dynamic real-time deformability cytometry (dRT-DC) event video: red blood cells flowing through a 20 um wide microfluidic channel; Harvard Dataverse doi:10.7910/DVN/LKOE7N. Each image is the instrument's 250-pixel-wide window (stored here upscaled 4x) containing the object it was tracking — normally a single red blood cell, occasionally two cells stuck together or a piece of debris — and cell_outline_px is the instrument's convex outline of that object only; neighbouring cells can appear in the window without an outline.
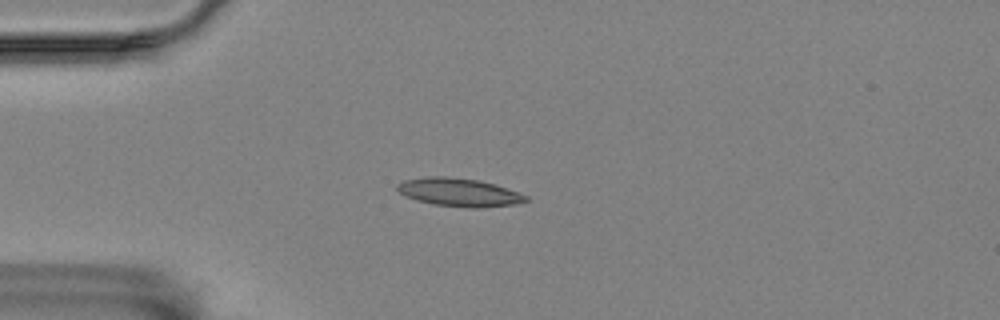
{"species": "Egyptian fruit bat (a non-hibernating species)", "species_latin": "Rousettus aegyptiacus", "temperature_condition": "room temperature", "stored_images_in_passage": 7, "camera_frame_rate_fps": 3000, "um_per_image_px": 0.085, "animal": {"sex": "female"}, "frame": {"image": 1, "passage_image": 3, "time_ms": 3.333, "image_size_px": [1000, 320], "cell_outline_px": [[528, 200], [512, 204], [484, 208], [468, 208], [432, 204], [416, 200], [404, 196], [396, 188], [396, 184], [404, 180], [428, 176], [448, 176], [480, 180], [496, 184], [520, 192], [528, 196]], "centroid_in_image_um": [39.02, 16.34], "position_along_channel_um": 46.0, "area_um2": 21.44}}
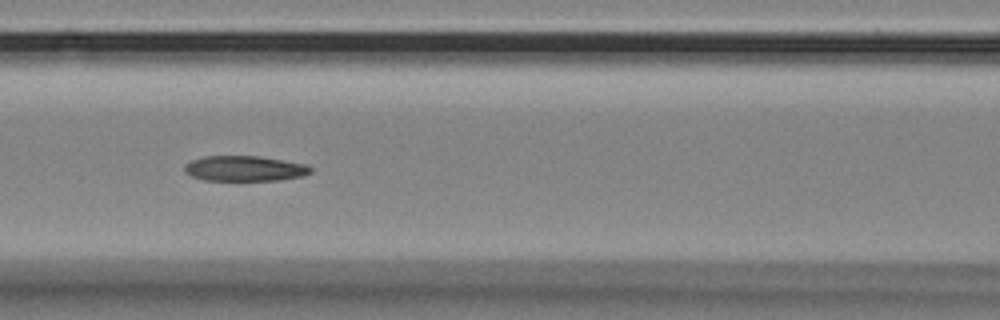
{"frame": {"image": 2, "passage_image": 6, "time_ms": 6.667, "image_size_px": [1000, 320], "cell_outline_px": [[312, 172], [304, 176], [276, 180], [204, 180], [192, 176], [184, 172], [184, 164], [192, 160], [204, 156], [260, 156], [304, 164], [312, 168]], "centroid_in_image_um": [20.77, 14.32], "position_along_channel_um": 145.8, "area_um2": 18.55}}
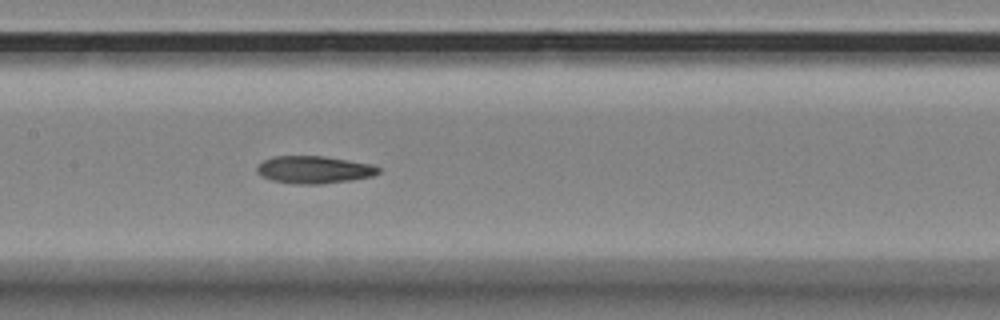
{"frame": {"image": 3, "passage_image": 7, "time_ms": 7.667, "image_size_px": [1000, 320], "cell_outline_px": [[380, 172], [372, 176], [352, 180], [320, 184], [296, 184], [272, 180], [260, 176], [256, 172], [256, 164], [272, 156], [324, 156], [372, 164], [380, 168]], "centroid_in_image_um": [26.66, 14.42], "position_along_channel_um": 180.7, "area_um2": 19.59}}